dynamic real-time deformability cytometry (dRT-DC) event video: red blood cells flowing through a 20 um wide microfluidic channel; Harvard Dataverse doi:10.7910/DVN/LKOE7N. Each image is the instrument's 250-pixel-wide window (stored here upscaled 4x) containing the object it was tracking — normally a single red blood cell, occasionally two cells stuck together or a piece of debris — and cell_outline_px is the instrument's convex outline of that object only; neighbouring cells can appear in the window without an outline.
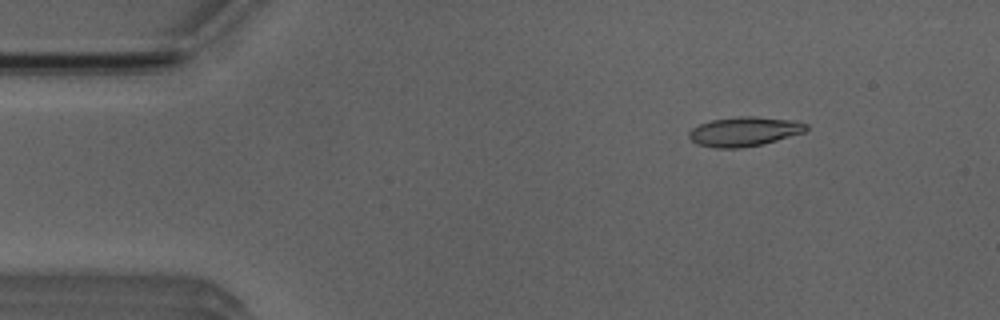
{"species": "Egyptian fruit bat (a non-hibernating species)", "species_latin": "Rousettus aegyptiacus", "temperature_condition": "room temperature", "stored_images_in_passage": 3, "camera_frame_rate_fps": 3000, "um_per_image_px": 0.085, "animal": {"sex": "male"}, "frame": {"image": 1, "passage_image": 1, "time_ms": 0.0, "image_size_px": [1000, 320], "cell_outline_px": [[808, 128], [804, 132], [776, 140], [760, 144], [740, 148], [716, 148], [696, 144], [688, 136], [688, 132], [692, 128], [700, 124], [712, 120], [740, 116], [756, 116], [796, 120], [808, 124]], "centroid_in_image_um": [63.26, 11.17], "position_along_channel_um": 21.7, "area_um2": 20.06}}